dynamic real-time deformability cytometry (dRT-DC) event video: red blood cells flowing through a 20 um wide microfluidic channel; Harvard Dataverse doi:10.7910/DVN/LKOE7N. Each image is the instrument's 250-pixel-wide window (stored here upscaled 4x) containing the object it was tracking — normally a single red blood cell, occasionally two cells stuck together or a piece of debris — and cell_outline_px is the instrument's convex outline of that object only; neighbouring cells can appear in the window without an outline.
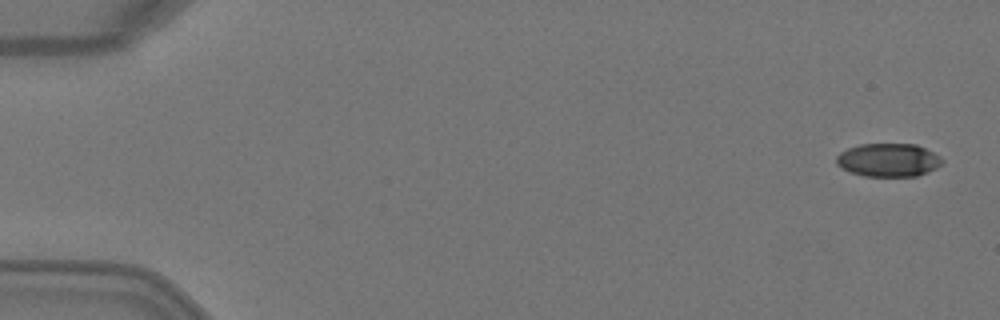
{"species": "Egyptian fruit bat (a non-hibernating species)", "species_latin": "Rousettus aegyptiacus", "temperature_condition": "warm", "stored_images_in_passage": 6, "camera_frame_rate_fps": 3000, "um_per_image_px": 0.085, "animal": {"sex": "female"}, "frame": {"image": 1, "passage_image": 1, "time_ms": 0.0, "image_size_px": [1000, 320], "cell_outline_px": [[944, 160], [936, 168], [928, 172], [916, 176], [864, 176], [840, 168], [836, 164], [836, 156], [840, 152], [848, 148], [860, 144], [916, 144], [940, 156]], "centroid_in_image_um": [75.49, 13.6], "position_along_channel_um": 9.5, "area_um2": 20.52}}
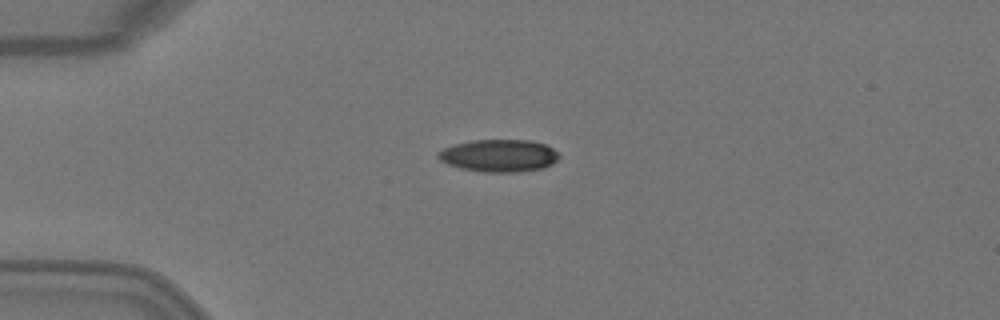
{"frame": {"image": 2, "passage_image": 4, "time_ms": 1.0, "image_size_px": [1000, 320], "cell_outline_px": [[560, 156], [552, 164], [544, 168], [516, 172], [484, 172], [460, 168], [448, 164], [440, 160], [436, 156], [444, 148], [452, 144], [472, 140], [532, 140], [544, 144], [560, 152]], "centroid_in_image_um": [42.43, 13.22], "position_along_channel_um": 42.6, "area_um2": 22.95}}